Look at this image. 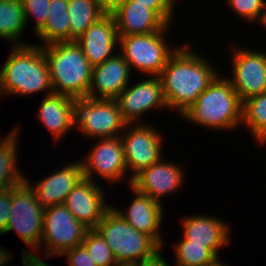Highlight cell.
<instances>
[{
  "mask_svg": "<svg viewBox=\"0 0 266 266\" xmlns=\"http://www.w3.org/2000/svg\"><path fill=\"white\" fill-rule=\"evenodd\" d=\"M208 57L192 50L191 43L181 44L170 56L160 74L168 111L180 116L220 73Z\"/></svg>",
  "mask_w": 266,
  "mask_h": 266,
  "instance_id": "cell-1",
  "label": "cell"
},
{
  "mask_svg": "<svg viewBox=\"0 0 266 266\" xmlns=\"http://www.w3.org/2000/svg\"><path fill=\"white\" fill-rule=\"evenodd\" d=\"M10 50L0 67L1 96L29 97L42 91L44 95L53 93L42 45H14Z\"/></svg>",
  "mask_w": 266,
  "mask_h": 266,
  "instance_id": "cell-2",
  "label": "cell"
},
{
  "mask_svg": "<svg viewBox=\"0 0 266 266\" xmlns=\"http://www.w3.org/2000/svg\"><path fill=\"white\" fill-rule=\"evenodd\" d=\"M180 118L213 131L233 132L241 127L242 101L229 79L219 73Z\"/></svg>",
  "mask_w": 266,
  "mask_h": 266,
  "instance_id": "cell-3",
  "label": "cell"
},
{
  "mask_svg": "<svg viewBox=\"0 0 266 266\" xmlns=\"http://www.w3.org/2000/svg\"><path fill=\"white\" fill-rule=\"evenodd\" d=\"M54 93L75 99L88 97L93 66L74 42H55L42 46Z\"/></svg>",
  "mask_w": 266,
  "mask_h": 266,
  "instance_id": "cell-4",
  "label": "cell"
},
{
  "mask_svg": "<svg viewBox=\"0 0 266 266\" xmlns=\"http://www.w3.org/2000/svg\"><path fill=\"white\" fill-rule=\"evenodd\" d=\"M95 229L106 240L118 265H135L162 251V247L151 236L129 225L112 206Z\"/></svg>",
  "mask_w": 266,
  "mask_h": 266,
  "instance_id": "cell-5",
  "label": "cell"
},
{
  "mask_svg": "<svg viewBox=\"0 0 266 266\" xmlns=\"http://www.w3.org/2000/svg\"><path fill=\"white\" fill-rule=\"evenodd\" d=\"M172 25L147 34L119 36V53L134 69L145 76H160L170 56L180 46L171 45L166 37ZM166 35V36H165Z\"/></svg>",
  "mask_w": 266,
  "mask_h": 266,
  "instance_id": "cell-6",
  "label": "cell"
},
{
  "mask_svg": "<svg viewBox=\"0 0 266 266\" xmlns=\"http://www.w3.org/2000/svg\"><path fill=\"white\" fill-rule=\"evenodd\" d=\"M126 124L116 100L76 99L75 129L80 135L91 140L114 138L121 136Z\"/></svg>",
  "mask_w": 266,
  "mask_h": 266,
  "instance_id": "cell-7",
  "label": "cell"
},
{
  "mask_svg": "<svg viewBox=\"0 0 266 266\" xmlns=\"http://www.w3.org/2000/svg\"><path fill=\"white\" fill-rule=\"evenodd\" d=\"M88 229L64 204L44 208L43 234L36 252L44 250L42 257H61L66 251L82 244Z\"/></svg>",
  "mask_w": 266,
  "mask_h": 266,
  "instance_id": "cell-8",
  "label": "cell"
},
{
  "mask_svg": "<svg viewBox=\"0 0 266 266\" xmlns=\"http://www.w3.org/2000/svg\"><path fill=\"white\" fill-rule=\"evenodd\" d=\"M44 208L39 205L34 190L24 181L12 187L11 213L4 234L15 230L19 238L36 252L43 234Z\"/></svg>",
  "mask_w": 266,
  "mask_h": 266,
  "instance_id": "cell-9",
  "label": "cell"
},
{
  "mask_svg": "<svg viewBox=\"0 0 266 266\" xmlns=\"http://www.w3.org/2000/svg\"><path fill=\"white\" fill-rule=\"evenodd\" d=\"M96 140L93 147L85 154L86 156L80 158L83 177L96 181L95 178L99 175L107 183L119 184L127 176V184L130 186L132 178L130 174H127L124 148L120 136Z\"/></svg>",
  "mask_w": 266,
  "mask_h": 266,
  "instance_id": "cell-10",
  "label": "cell"
},
{
  "mask_svg": "<svg viewBox=\"0 0 266 266\" xmlns=\"http://www.w3.org/2000/svg\"><path fill=\"white\" fill-rule=\"evenodd\" d=\"M161 135L159 130L149 123L126 124L120 138L131 178L163 157Z\"/></svg>",
  "mask_w": 266,
  "mask_h": 266,
  "instance_id": "cell-11",
  "label": "cell"
},
{
  "mask_svg": "<svg viewBox=\"0 0 266 266\" xmlns=\"http://www.w3.org/2000/svg\"><path fill=\"white\" fill-rule=\"evenodd\" d=\"M240 46L230 48L232 75L227 78L243 102L266 91V52Z\"/></svg>",
  "mask_w": 266,
  "mask_h": 266,
  "instance_id": "cell-12",
  "label": "cell"
},
{
  "mask_svg": "<svg viewBox=\"0 0 266 266\" xmlns=\"http://www.w3.org/2000/svg\"><path fill=\"white\" fill-rule=\"evenodd\" d=\"M139 81L130 83L115 99L127 124L146 123L140 120L146 112L168 110L160 77L146 76Z\"/></svg>",
  "mask_w": 266,
  "mask_h": 266,
  "instance_id": "cell-13",
  "label": "cell"
},
{
  "mask_svg": "<svg viewBox=\"0 0 266 266\" xmlns=\"http://www.w3.org/2000/svg\"><path fill=\"white\" fill-rule=\"evenodd\" d=\"M183 168L175 161L171 162L162 157L159 161L136 174L132 178L131 186L138 192L163 204L164 196L166 198L184 186L186 179Z\"/></svg>",
  "mask_w": 266,
  "mask_h": 266,
  "instance_id": "cell-14",
  "label": "cell"
},
{
  "mask_svg": "<svg viewBox=\"0 0 266 266\" xmlns=\"http://www.w3.org/2000/svg\"><path fill=\"white\" fill-rule=\"evenodd\" d=\"M103 189L101 183L83 178L65 199L66 208L89 229L95 228L111 207Z\"/></svg>",
  "mask_w": 266,
  "mask_h": 266,
  "instance_id": "cell-15",
  "label": "cell"
},
{
  "mask_svg": "<svg viewBox=\"0 0 266 266\" xmlns=\"http://www.w3.org/2000/svg\"><path fill=\"white\" fill-rule=\"evenodd\" d=\"M133 192L134 198L127 209L124 211L121 207L111 206L121 215V217L137 231L151 236L162 248L165 247V238L161 232L164 207L163 204L155 201L150 196L138 192L131 185L129 187Z\"/></svg>",
  "mask_w": 266,
  "mask_h": 266,
  "instance_id": "cell-16",
  "label": "cell"
},
{
  "mask_svg": "<svg viewBox=\"0 0 266 266\" xmlns=\"http://www.w3.org/2000/svg\"><path fill=\"white\" fill-rule=\"evenodd\" d=\"M181 218V237L189 240L190 244L204 245L216 256L220 255L222 247L230 244V223L218 216L191 214Z\"/></svg>",
  "mask_w": 266,
  "mask_h": 266,
  "instance_id": "cell-17",
  "label": "cell"
},
{
  "mask_svg": "<svg viewBox=\"0 0 266 266\" xmlns=\"http://www.w3.org/2000/svg\"><path fill=\"white\" fill-rule=\"evenodd\" d=\"M75 42L92 66L99 65L113 57L117 53L115 50L119 49V36L114 16L105 14Z\"/></svg>",
  "mask_w": 266,
  "mask_h": 266,
  "instance_id": "cell-18",
  "label": "cell"
},
{
  "mask_svg": "<svg viewBox=\"0 0 266 266\" xmlns=\"http://www.w3.org/2000/svg\"><path fill=\"white\" fill-rule=\"evenodd\" d=\"M81 161H72L61 169L54 170L38 182L32 183L27 177L25 181L34 190L40 206L47 208L57 204H64L67 195L83 179Z\"/></svg>",
  "mask_w": 266,
  "mask_h": 266,
  "instance_id": "cell-19",
  "label": "cell"
},
{
  "mask_svg": "<svg viewBox=\"0 0 266 266\" xmlns=\"http://www.w3.org/2000/svg\"><path fill=\"white\" fill-rule=\"evenodd\" d=\"M131 74L128 62L118 51L113 57L93 66L88 97L115 100L130 84Z\"/></svg>",
  "mask_w": 266,
  "mask_h": 266,
  "instance_id": "cell-20",
  "label": "cell"
},
{
  "mask_svg": "<svg viewBox=\"0 0 266 266\" xmlns=\"http://www.w3.org/2000/svg\"><path fill=\"white\" fill-rule=\"evenodd\" d=\"M36 115L52 135L53 143H59L69 131L75 130L76 99L54 92L44 95Z\"/></svg>",
  "mask_w": 266,
  "mask_h": 266,
  "instance_id": "cell-21",
  "label": "cell"
},
{
  "mask_svg": "<svg viewBox=\"0 0 266 266\" xmlns=\"http://www.w3.org/2000/svg\"><path fill=\"white\" fill-rule=\"evenodd\" d=\"M112 15L115 18L118 36L147 34L161 31L167 24L146 5L125 0Z\"/></svg>",
  "mask_w": 266,
  "mask_h": 266,
  "instance_id": "cell-22",
  "label": "cell"
},
{
  "mask_svg": "<svg viewBox=\"0 0 266 266\" xmlns=\"http://www.w3.org/2000/svg\"><path fill=\"white\" fill-rule=\"evenodd\" d=\"M20 131L21 127L17 125L0 139V191L17 186L26 179L17 161Z\"/></svg>",
  "mask_w": 266,
  "mask_h": 266,
  "instance_id": "cell-23",
  "label": "cell"
},
{
  "mask_svg": "<svg viewBox=\"0 0 266 266\" xmlns=\"http://www.w3.org/2000/svg\"><path fill=\"white\" fill-rule=\"evenodd\" d=\"M68 0H50L48 20L36 34L42 46L55 42H70V18L67 13Z\"/></svg>",
  "mask_w": 266,
  "mask_h": 266,
  "instance_id": "cell-24",
  "label": "cell"
},
{
  "mask_svg": "<svg viewBox=\"0 0 266 266\" xmlns=\"http://www.w3.org/2000/svg\"><path fill=\"white\" fill-rule=\"evenodd\" d=\"M26 27L21 0H0V39L12 46L31 44L22 41Z\"/></svg>",
  "mask_w": 266,
  "mask_h": 266,
  "instance_id": "cell-25",
  "label": "cell"
},
{
  "mask_svg": "<svg viewBox=\"0 0 266 266\" xmlns=\"http://www.w3.org/2000/svg\"><path fill=\"white\" fill-rule=\"evenodd\" d=\"M241 126L246 127L255 144L264 146L266 143V91L242 102Z\"/></svg>",
  "mask_w": 266,
  "mask_h": 266,
  "instance_id": "cell-26",
  "label": "cell"
},
{
  "mask_svg": "<svg viewBox=\"0 0 266 266\" xmlns=\"http://www.w3.org/2000/svg\"><path fill=\"white\" fill-rule=\"evenodd\" d=\"M67 13L70 18V42L77 40L105 15L97 0H68Z\"/></svg>",
  "mask_w": 266,
  "mask_h": 266,
  "instance_id": "cell-27",
  "label": "cell"
},
{
  "mask_svg": "<svg viewBox=\"0 0 266 266\" xmlns=\"http://www.w3.org/2000/svg\"><path fill=\"white\" fill-rule=\"evenodd\" d=\"M174 249V266H203L212 261L216 255L204 245L190 244L189 240L178 239Z\"/></svg>",
  "mask_w": 266,
  "mask_h": 266,
  "instance_id": "cell-28",
  "label": "cell"
},
{
  "mask_svg": "<svg viewBox=\"0 0 266 266\" xmlns=\"http://www.w3.org/2000/svg\"><path fill=\"white\" fill-rule=\"evenodd\" d=\"M82 245L90 254L96 266H118L106 240L103 239L95 228L87 230Z\"/></svg>",
  "mask_w": 266,
  "mask_h": 266,
  "instance_id": "cell-29",
  "label": "cell"
},
{
  "mask_svg": "<svg viewBox=\"0 0 266 266\" xmlns=\"http://www.w3.org/2000/svg\"><path fill=\"white\" fill-rule=\"evenodd\" d=\"M225 5L241 19V22L259 23L266 0H226ZM244 20V21H243Z\"/></svg>",
  "mask_w": 266,
  "mask_h": 266,
  "instance_id": "cell-30",
  "label": "cell"
},
{
  "mask_svg": "<svg viewBox=\"0 0 266 266\" xmlns=\"http://www.w3.org/2000/svg\"><path fill=\"white\" fill-rule=\"evenodd\" d=\"M24 10L25 22L35 19L33 32L35 35L45 26L48 20V6L50 0H21Z\"/></svg>",
  "mask_w": 266,
  "mask_h": 266,
  "instance_id": "cell-31",
  "label": "cell"
},
{
  "mask_svg": "<svg viewBox=\"0 0 266 266\" xmlns=\"http://www.w3.org/2000/svg\"><path fill=\"white\" fill-rule=\"evenodd\" d=\"M136 4L146 5L152 9L167 25H173L176 5L172 0H129Z\"/></svg>",
  "mask_w": 266,
  "mask_h": 266,
  "instance_id": "cell-32",
  "label": "cell"
},
{
  "mask_svg": "<svg viewBox=\"0 0 266 266\" xmlns=\"http://www.w3.org/2000/svg\"><path fill=\"white\" fill-rule=\"evenodd\" d=\"M62 256H66L68 266H96L82 244L66 251Z\"/></svg>",
  "mask_w": 266,
  "mask_h": 266,
  "instance_id": "cell-33",
  "label": "cell"
},
{
  "mask_svg": "<svg viewBox=\"0 0 266 266\" xmlns=\"http://www.w3.org/2000/svg\"><path fill=\"white\" fill-rule=\"evenodd\" d=\"M12 188L0 191V235L6 231L11 213Z\"/></svg>",
  "mask_w": 266,
  "mask_h": 266,
  "instance_id": "cell-34",
  "label": "cell"
},
{
  "mask_svg": "<svg viewBox=\"0 0 266 266\" xmlns=\"http://www.w3.org/2000/svg\"><path fill=\"white\" fill-rule=\"evenodd\" d=\"M21 258H22V265L27 266V250H21ZM8 249L5 247H0V266H16V265H8L10 260L12 259L11 257L13 256Z\"/></svg>",
  "mask_w": 266,
  "mask_h": 266,
  "instance_id": "cell-35",
  "label": "cell"
},
{
  "mask_svg": "<svg viewBox=\"0 0 266 266\" xmlns=\"http://www.w3.org/2000/svg\"><path fill=\"white\" fill-rule=\"evenodd\" d=\"M163 251L164 250L160 251L156 256L149 260L136 263V266H171L169 261L163 256L164 254L161 253Z\"/></svg>",
  "mask_w": 266,
  "mask_h": 266,
  "instance_id": "cell-36",
  "label": "cell"
},
{
  "mask_svg": "<svg viewBox=\"0 0 266 266\" xmlns=\"http://www.w3.org/2000/svg\"><path fill=\"white\" fill-rule=\"evenodd\" d=\"M100 8L105 14H112L125 0H97Z\"/></svg>",
  "mask_w": 266,
  "mask_h": 266,
  "instance_id": "cell-37",
  "label": "cell"
},
{
  "mask_svg": "<svg viewBox=\"0 0 266 266\" xmlns=\"http://www.w3.org/2000/svg\"><path fill=\"white\" fill-rule=\"evenodd\" d=\"M35 252L27 251V266H52L44 261V259L41 258V254Z\"/></svg>",
  "mask_w": 266,
  "mask_h": 266,
  "instance_id": "cell-38",
  "label": "cell"
},
{
  "mask_svg": "<svg viewBox=\"0 0 266 266\" xmlns=\"http://www.w3.org/2000/svg\"><path fill=\"white\" fill-rule=\"evenodd\" d=\"M203 266H229L228 263L220 261L219 256H216L212 261L204 264Z\"/></svg>",
  "mask_w": 266,
  "mask_h": 266,
  "instance_id": "cell-39",
  "label": "cell"
},
{
  "mask_svg": "<svg viewBox=\"0 0 266 266\" xmlns=\"http://www.w3.org/2000/svg\"><path fill=\"white\" fill-rule=\"evenodd\" d=\"M257 25H262V27L266 29V3H265V8H264V11H263V15L261 17V20L259 23H257Z\"/></svg>",
  "mask_w": 266,
  "mask_h": 266,
  "instance_id": "cell-40",
  "label": "cell"
},
{
  "mask_svg": "<svg viewBox=\"0 0 266 266\" xmlns=\"http://www.w3.org/2000/svg\"><path fill=\"white\" fill-rule=\"evenodd\" d=\"M118 266H136V264L135 265H118Z\"/></svg>",
  "mask_w": 266,
  "mask_h": 266,
  "instance_id": "cell-41",
  "label": "cell"
},
{
  "mask_svg": "<svg viewBox=\"0 0 266 266\" xmlns=\"http://www.w3.org/2000/svg\"><path fill=\"white\" fill-rule=\"evenodd\" d=\"M177 1V2H176ZM172 2L174 3V4H176V3H178V0H172ZM176 2V3H175Z\"/></svg>",
  "mask_w": 266,
  "mask_h": 266,
  "instance_id": "cell-42",
  "label": "cell"
}]
</instances>
